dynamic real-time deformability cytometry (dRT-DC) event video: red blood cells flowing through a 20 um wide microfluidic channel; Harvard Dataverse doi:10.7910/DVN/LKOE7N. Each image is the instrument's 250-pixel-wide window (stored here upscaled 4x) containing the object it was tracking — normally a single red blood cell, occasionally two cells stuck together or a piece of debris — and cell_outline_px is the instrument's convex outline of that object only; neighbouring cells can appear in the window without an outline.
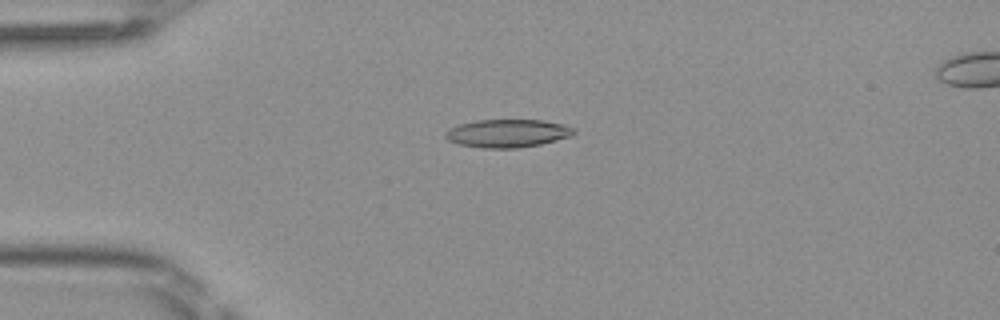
{"species": "Egyptian fruit bat (a non-hibernating species)", "species_latin": "Rousettus aegyptiacus", "temperature_condition": "room temperature", "stored_images_in_passage": 49, "camera_frame_rate_fps": 3000, "um_per_image_px": 0.085, "frame": {"image": 1, "passage_image": 12, "time_ms": 3.667, "image_size_px": [1000, 320], "cell_outline_px": [[576, 132], [572, 136], [540, 144], [520, 148], [484, 148], [460, 144], [448, 140], [444, 136], [444, 132], [448, 128], [460, 124], [476, 120], [544, 120], [564, 124], [572, 128]], "centroid_in_image_um": [43.13, 11.33], "position_along_channel_um": 41.9, "area_um2": 21.04}}
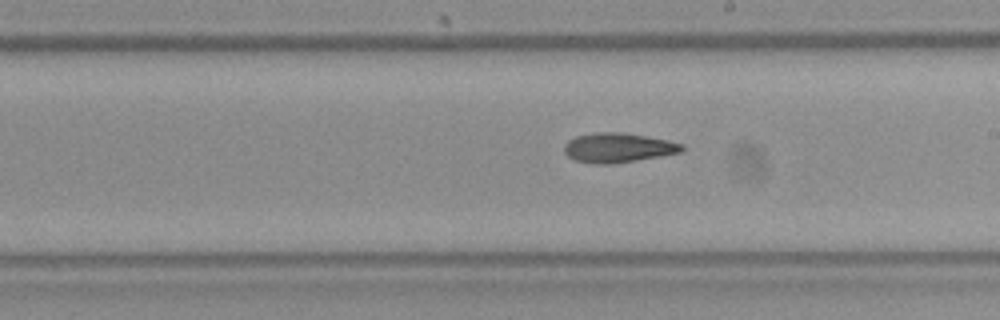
{"frame": {"image": 2, "passage_image": 28, "time_ms": 9.0, "image_size_px": [1000, 320], "cell_outline_px": [[684, 148], [680, 152], [660, 156], [612, 164], [592, 164], [576, 160], [568, 156], [564, 152], [564, 144], [568, 140], [576, 136], [596, 132], [624, 132], [668, 140], [684, 144]], "centroid_in_image_um": [52.52, 12.55], "position_along_channel_um": 236.5, "area_um2": 20.29}}
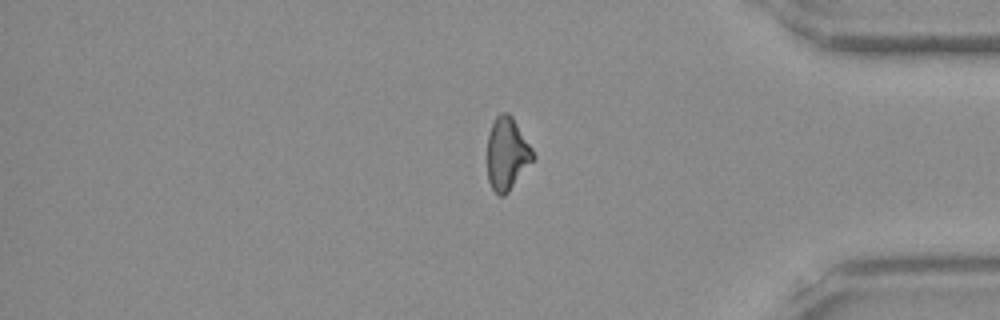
{"frame": {"image": 3, "passage_image": 41, "time_ms": 13.333, "image_size_px": [1000, 320], "cell_outline_px": [[536, 156], [508, 192], [504, 196], [500, 196], [492, 188], [488, 180], [488, 136], [492, 124], [496, 116], [500, 112], [508, 112], [512, 116], [532, 148]], "centroid_in_image_um": [43.1, 13.05], "position_along_channel_um": 392.1, "area_um2": 19.13}, "authors_computed_cell_mechanics": {"area_um2": 20.0566, "velocity_mm_per_s": 4.1179, "shape_relaxation_time_tau1_ms": null, "shape_relaxation_time_tau2_ms": 4.7428, "deformation_change_tau1": null, "deformation_change_tau2": 0.1559}}